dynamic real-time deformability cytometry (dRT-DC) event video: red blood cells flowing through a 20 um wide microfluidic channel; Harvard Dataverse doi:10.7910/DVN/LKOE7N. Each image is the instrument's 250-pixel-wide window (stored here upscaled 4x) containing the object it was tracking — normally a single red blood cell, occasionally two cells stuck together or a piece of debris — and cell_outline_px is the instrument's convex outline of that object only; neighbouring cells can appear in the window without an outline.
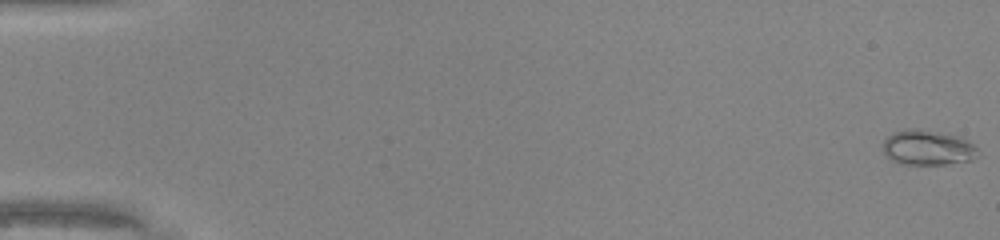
{"species": "common noctule bat (a hibernating species)", "species_latin": "Nyctalus noctula", "temperature_condition": "warm", "stored_images_in_passage": 47, "camera_frame_rate_fps": 3000, "um_per_image_px": 0.085, "animal": {"sex": "male", "body_mass_g": 20.0, "forearm_length_mm": 53.3}, "frame": {"image": 1, "passage_image": 1, "time_ms": 0.0, "image_size_px": [1000, 240], "cell_outline_px": [[976, 156], [972, 160], [948, 164], [900, 164], [884, 156], [884, 140], [892, 132], [912, 128], [920, 128], [960, 136], [968, 140], [976, 148]], "centroid_in_image_um": [78.83, 12.54], "position_along_channel_um": 6.2, "area_um2": 19.54}}
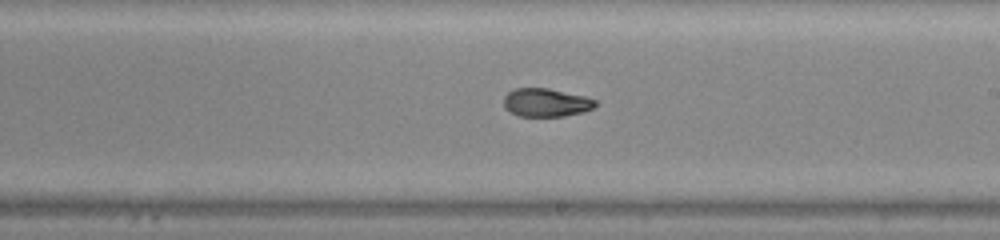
{"frame": {"image": 2, "passage_image": 30, "time_ms": 9.667, "image_size_px": [1000, 240], "cell_outline_px": [[596, 104], [592, 108], [584, 112], [564, 116], [516, 116], [504, 108], [504, 96], [508, 92], [516, 88], [548, 88], [584, 96], [596, 100]], "centroid_in_image_um": [46.38, 8.72], "position_along_channel_um": 242.6, "area_um2": 15.14}}
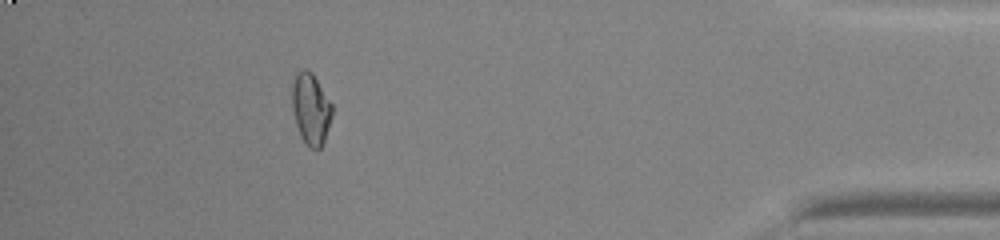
{"frame": {"image": 3, "passage_image": 45, "time_ms": 14.667, "image_size_px": [1000, 240], "cell_outline_px": [[332, 116], [324, 140], [320, 148], [312, 148], [300, 136], [296, 124], [292, 108], [292, 84], [296, 72], [304, 68], [312, 72], [332, 104]], "centroid_in_image_um": [26.41, 9.21], "position_along_channel_um": 408.8, "area_um2": 16.47}}